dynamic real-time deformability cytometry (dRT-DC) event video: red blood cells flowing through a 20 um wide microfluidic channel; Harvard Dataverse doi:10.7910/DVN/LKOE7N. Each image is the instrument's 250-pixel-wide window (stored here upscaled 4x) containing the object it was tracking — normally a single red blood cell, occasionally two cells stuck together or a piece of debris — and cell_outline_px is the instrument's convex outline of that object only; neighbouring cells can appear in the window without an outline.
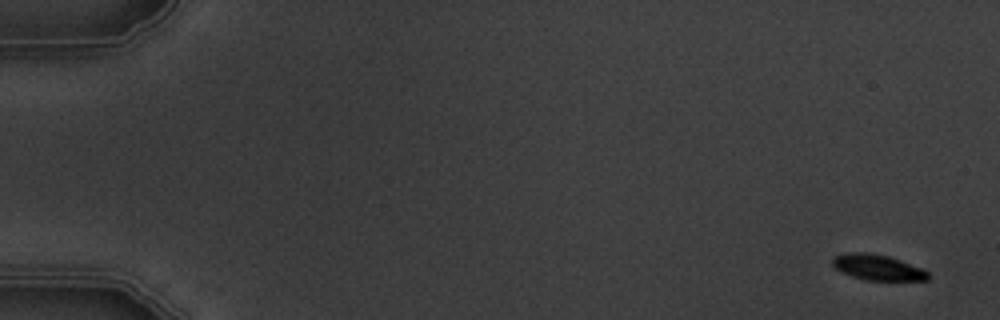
{"species": "common noctule bat (a hibernating species)", "species_latin": "Nyctalus noctula", "temperature_condition": "warm", "stored_images_in_passage": 5, "camera_frame_rate_fps": 3000, "um_per_image_px": 0.085, "animal": {"sex": "male", "body_mass_g": 19.5, "forearm_length_mm": 54.6}, "frame": {"image": 1, "passage_image": 1, "time_ms": 0.0, "image_size_px": [1000, 320], "cell_outline_px": [[928, 280], [864, 280], [852, 276], [836, 268], [832, 264], [832, 260], [836, 256], [848, 252], [868, 252], [888, 256], [900, 260], [920, 268], [928, 272]], "centroid_in_image_um": [74.58, 22.72], "position_along_channel_um": 10.4, "area_um2": 13.99}}
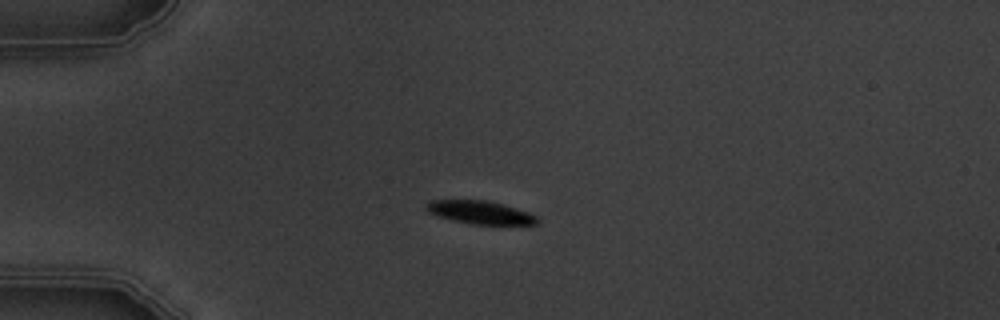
{"frame": {"image": 2, "passage_image": 4, "time_ms": 4.333, "image_size_px": [1000, 320], "cell_outline_px": [[540, 220], [536, 224], [468, 224], [436, 216], [428, 212], [424, 208], [424, 204], [432, 200], [484, 200], [516, 208], [528, 212], [536, 216]], "centroid_in_image_um": [40.75, 18.06], "position_along_channel_um": 44.3, "area_um2": 14.91}}